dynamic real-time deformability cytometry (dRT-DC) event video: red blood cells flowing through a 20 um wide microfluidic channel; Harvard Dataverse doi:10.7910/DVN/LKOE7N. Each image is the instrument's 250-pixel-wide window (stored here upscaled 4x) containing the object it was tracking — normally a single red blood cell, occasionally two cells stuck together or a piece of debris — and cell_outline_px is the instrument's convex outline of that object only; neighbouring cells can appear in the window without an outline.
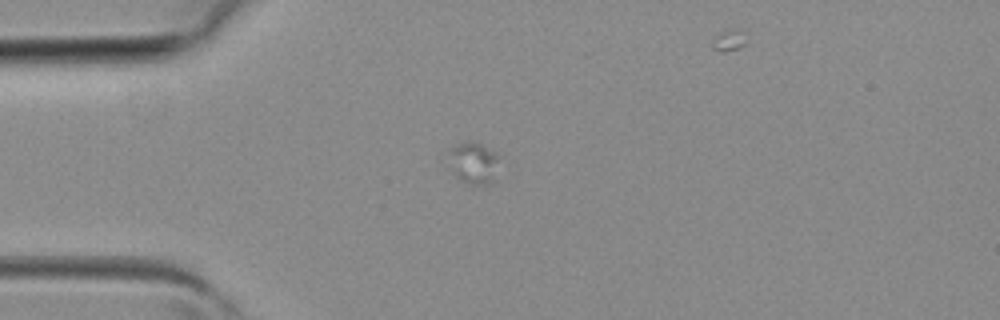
{"species": "common noctule bat (a hibernating species)", "species_latin": "Nyctalus noctula", "temperature_condition": "room temperature", "stored_images_in_passage": 3, "camera_frame_rate_fps": 3000, "um_per_image_px": 0.085, "animal": {"sex": "female", "body_mass_g": 19.3, "forearm_length_mm": 54.1}, "frame": {"image": 1, "passage_image": 3, "time_ms": 0.667, "image_size_px": [1000, 320], "cell_outline_px": [[496, 180], [488, 184], [472, 184], [456, 176], [452, 152], [452, 148], [460, 144], [480, 144], [496, 152]], "centroid_in_image_um": [40.37, 13.9], "position_along_channel_um": 44.6, "area_um2": 10.98}}